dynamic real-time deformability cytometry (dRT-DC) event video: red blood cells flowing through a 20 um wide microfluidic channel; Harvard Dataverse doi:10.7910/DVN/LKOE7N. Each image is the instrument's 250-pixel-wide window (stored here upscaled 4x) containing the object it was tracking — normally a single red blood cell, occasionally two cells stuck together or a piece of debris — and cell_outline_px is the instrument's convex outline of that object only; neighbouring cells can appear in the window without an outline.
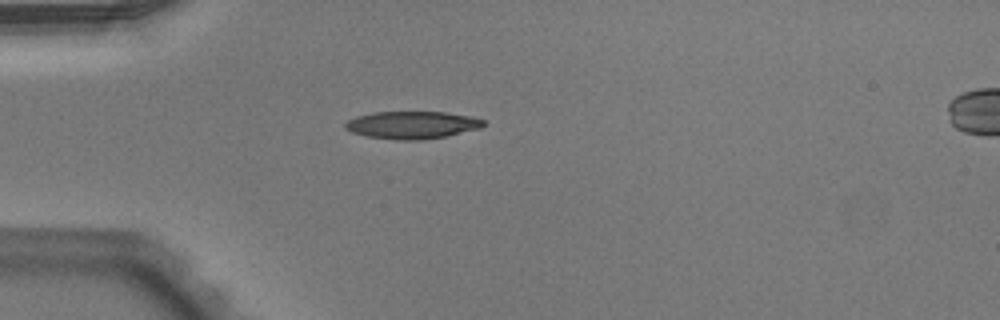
{"species": "Egyptian fruit bat (a non-hibernating species)", "species_latin": "Rousettus aegyptiacus", "temperature_condition": "warm", "stored_images_in_passage": 38, "camera_frame_rate_fps": 3000, "um_per_image_px": 0.085, "animal": {"sex": "male"}, "frame": {"image": 1, "passage_image": 1, "time_ms": 0.0, "image_size_px": [1000, 320], "cell_outline_px": [[488, 124], [480, 128], [448, 136], [424, 140], [396, 140], [368, 136], [352, 132], [344, 128], [344, 124], [348, 120], [356, 116], [372, 112], [444, 112], [472, 116], [484, 120]], "centroid_in_image_um": [35.06, 10.62], "position_along_channel_um": 49.9, "area_um2": 22.37}}
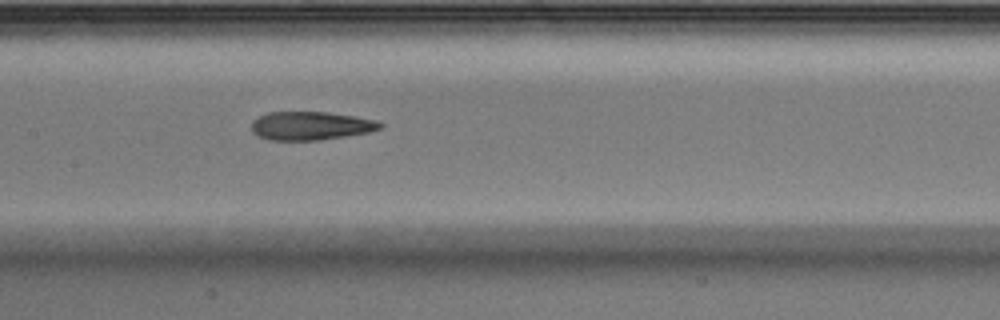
{"frame": {"image": 2, "passage_image": 12, "time_ms": 3.667, "image_size_px": [1000, 320], "cell_outline_px": [[384, 124], [380, 128], [368, 132], [320, 140], [272, 140], [260, 136], [252, 132], [252, 120], [268, 112], [328, 112], [376, 120]], "centroid_in_image_um": [26.4, 10.69], "position_along_channel_um": 181.0, "area_um2": 21.1}}
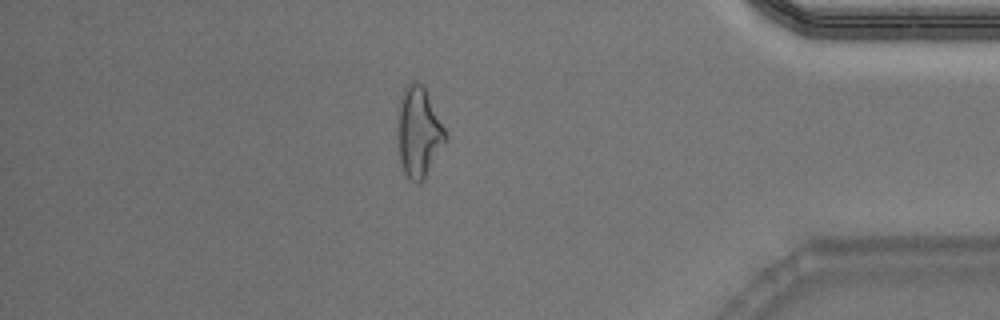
{"frame": {"image": 3, "passage_image": 31, "time_ms": 10.0, "image_size_px": [1000, 320], "cell_outline_px": [[448, 136], [424, 176], [416, 184], [404, 172], [400, 160], [400, 96], [404, 88], [412, 80], [420, 84], [424, 88]], "centroid_in_image_um": [35.6, 11.2], "position_along_channel_um": 399.6, "area_um2": 23.52}, "authors_computed_cell_mechanics": {"area_um2": 22.5998, "velocity_mm_per_s": 3.9493, "shape_relaxation_time_tau1_ms": null, "shape_relaxation_time_tau2_ms": 3.5487, "deformation_change_tau1": null, "deformation_change_tau2": 0.1398}}